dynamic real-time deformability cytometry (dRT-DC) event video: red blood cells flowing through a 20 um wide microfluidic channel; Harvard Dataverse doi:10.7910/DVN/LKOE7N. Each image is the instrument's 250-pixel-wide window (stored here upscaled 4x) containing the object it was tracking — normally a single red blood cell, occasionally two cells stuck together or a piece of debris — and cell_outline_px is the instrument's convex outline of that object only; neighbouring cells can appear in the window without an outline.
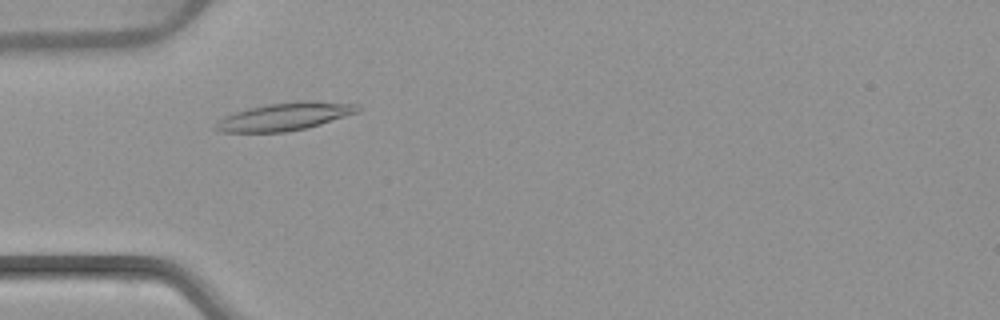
{"species": "common noctule bat (a hibernating species)", "species_latin": "Nyctalus noctula", "temperature_condition": "warm", "stored_images_in_passage": 49, "camera_frame_rate_fps": 3000, "um_per_image_px": 0.085, "animal": {"sex": "female", "body_mass_g": 22.7, "forearm_length_mm": 54.2}, "frame": {"image": 1, "passage_image": 12, "time_ms": 3.667, "image_size_px": [1000, 320], "cell_outline_px": [[360, 112], [308, 128], [284, 132], [220, 132], [212, 128], [224, 116], [248, 108], [268, 104], [300, 100], [304, 100], [360, 104]], "centroid_in_image_um": [24.25, 9.9], "position_along_channel_um": 60.8, "area_um2": 23.12}}
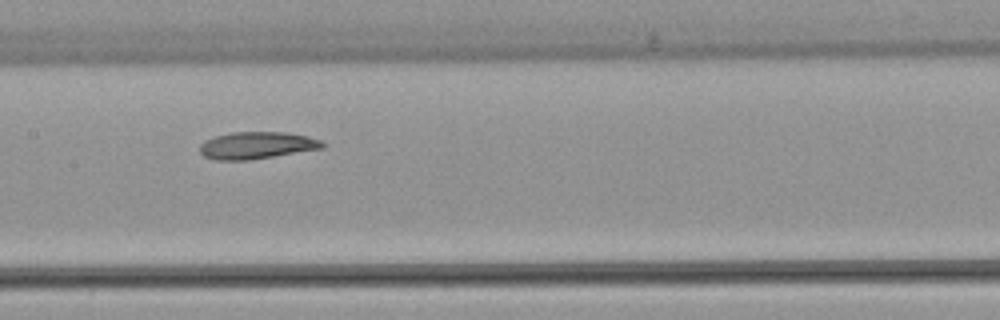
{"frame": {"image": 2, "passage_image": 22, "time_ms": 7.0, "image_size_px": [1000, 320], "cell_outline_px": [[324, 148], [248, 160], [216, 160], [204, 156], [200, 152], [200, 144], [204, 140], [216, 136], [232, 132], [284, 132], [308, 136], [320, 140], [324, 144]], "centroid_in_image_um": [21.81, 12.35], "position_along_channel_um": 185.6, "area_um2": 19.25}}
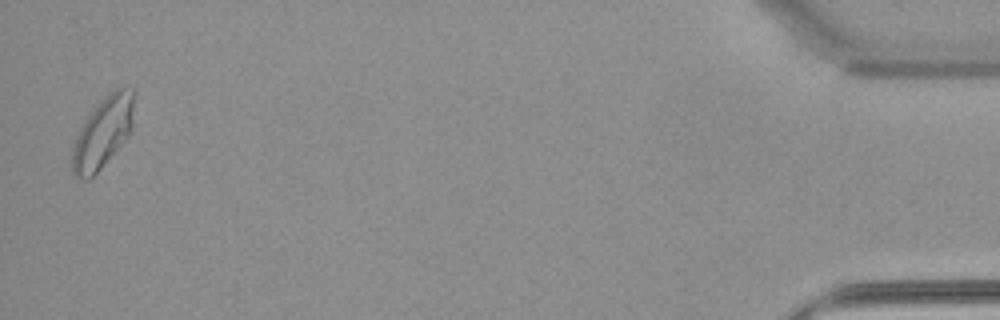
{"frame": {"image": 3, "passage_image": 48, "time_ms": 15.667, "image_size_px": [1000, 320], "cell_outline_px": [[136, 92], [132, 128], [128, 136], [100, 168], [88, 180], [76, 180], [72, 176], [72, 148], [76, 136], [84, 120], [96, 104], [104, 96], [116, 88], [132, 88]], "centroid_in_image_um": [8.74, 11.24], "position_along_channel_um": 426.5, "area_um2": 25.84}, "authors_computed_cell_mechanics": {"area_um2": 21.1548, "velocity_mm_per_s": 3.8219, "shape_relaxation_time_tau1_ms": null, "shape_relaxation_time_tau2_ms": 5.362, "deformation_change_tau1": null, "deformation_change_tau2": 0.1209}}